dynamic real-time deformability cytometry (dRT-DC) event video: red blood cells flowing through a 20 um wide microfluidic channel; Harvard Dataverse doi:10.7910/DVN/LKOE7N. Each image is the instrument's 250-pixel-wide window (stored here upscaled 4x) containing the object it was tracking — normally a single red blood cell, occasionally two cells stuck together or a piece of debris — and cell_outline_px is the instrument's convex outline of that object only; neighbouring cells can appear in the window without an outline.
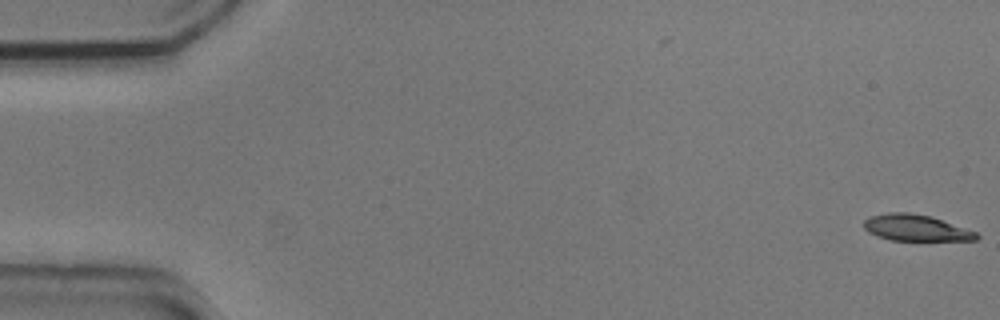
{"species": "common noctule bat (a hibernating species)", "species_latin": "Nyctalus noctula", "temperature_condition": "cold", "stored_images_in_passage": 54, "camera_frame_rate_fps": 3000, "um_per_image_px": 0.085, "animal": {"sex": "male", "body_mass_g": 20.5, "forearm_length_mm": 52.5}, "frame": {"image": 1, "passage_image": 1, "time_ms": 0.0, "image_size_px": [1000, 320], "cell_outline_px": [[980, 236], [976, 240], [892, 240], [876, 236], [868, 232], [864, 228], [864, 220], [868, 216], [888, 212], [908, 212], [932, 216], [976, 232]], "centroid_in_image_um": [77.81, 19.35], "position_along_channel_um": 7.2, "area_um2": 17.28}}
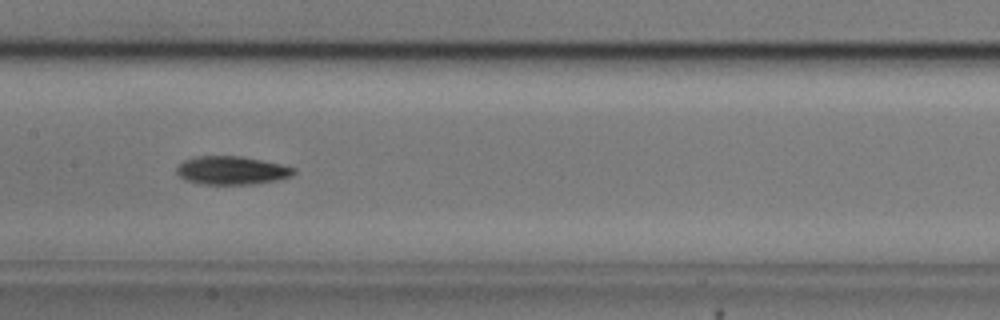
{"frame": {"image": 2, "passage_image": 27, "time_ms": 8.667, "image_size_px": [1000, 320], "cell_outline_px": [[296, 172], [292, 176], [276, 180], [256, 184], [200, 184], [184, 180], [176, 172], [176, 168], [184, 160], [196, 156], [240, 156], [280, 164], [296, 168]], "centroid_in_image_um": [19.69, 14.49], "position_along_channel_um": 187.7, "area_um2": 19.36}}
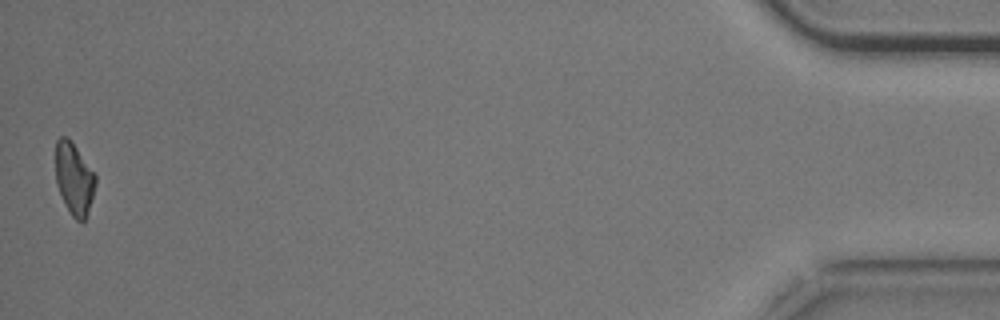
{"frame": {"image": 3, "passage_image": 54, "time_ms": 17.667, "image_size_px": [1000, 320], "cell_outline_px": [[96, 184], [88, 212], [84, 224], [76, 220], [72, 216], [56, 184], [56, 140], [60, 136], [68, 136], [96, 172]], "centroid_in_image_um": [6.33, 15.16], "position_along_channel_um": 428.9, "area_um2": 16.99}, "authors_computed_cell_mechanics": {"area_um2": 18.1203, "velocity_mm_per_s": 3.7272, "shape_relaxation_time_tau1_ms": 2.6746, "shape_relaxation_time_tau2_ms": null, "deformation_change_tau1": 0.1239, "deformation_change_tau2": null}}